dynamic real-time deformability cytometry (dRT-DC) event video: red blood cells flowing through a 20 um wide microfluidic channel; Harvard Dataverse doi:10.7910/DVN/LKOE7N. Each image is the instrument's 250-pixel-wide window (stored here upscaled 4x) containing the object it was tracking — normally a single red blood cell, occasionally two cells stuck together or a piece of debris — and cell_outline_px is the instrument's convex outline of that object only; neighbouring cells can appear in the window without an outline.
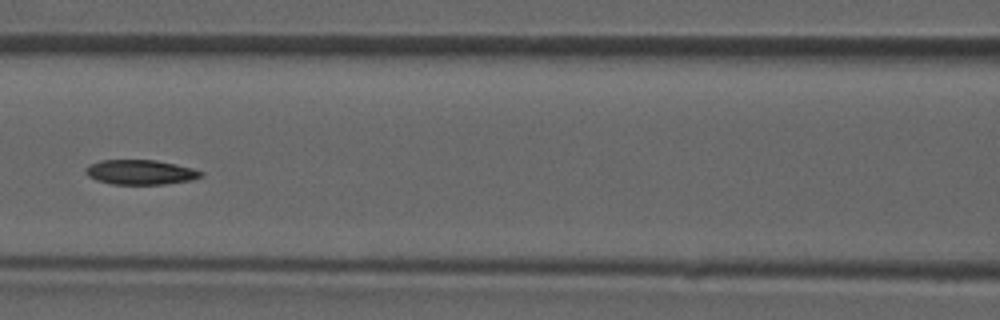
{"species": "common noctule bat (a hibernating species)", "species_latin": "Nyctalus noctula", "temperature_condition": "room temperature", "stored_images_in_passage": 47, "camera_frame_rate_fps": 3000, "um_per_image_px": 0.085, "animal": {"sex": "male", "forearm_length_mm": 52.5}, "frame": {"image": 1, "passage_image": 21, "time_ms": 6.667, "image_size_px": [1000, 320], "cell_outline_px": [[204, 176], [192, 180], [164, 184], [112, 184], [96, 180], [88, 176], [84, 172], [84, 168], [88, 164], [100, 160], [156, 160], [176, 164], [192, 168], [204, 172]], "centroid_in_image_um": [11.92, 14.63], "position_along_channel_um": 154.7, "area_um2": 16.82}}